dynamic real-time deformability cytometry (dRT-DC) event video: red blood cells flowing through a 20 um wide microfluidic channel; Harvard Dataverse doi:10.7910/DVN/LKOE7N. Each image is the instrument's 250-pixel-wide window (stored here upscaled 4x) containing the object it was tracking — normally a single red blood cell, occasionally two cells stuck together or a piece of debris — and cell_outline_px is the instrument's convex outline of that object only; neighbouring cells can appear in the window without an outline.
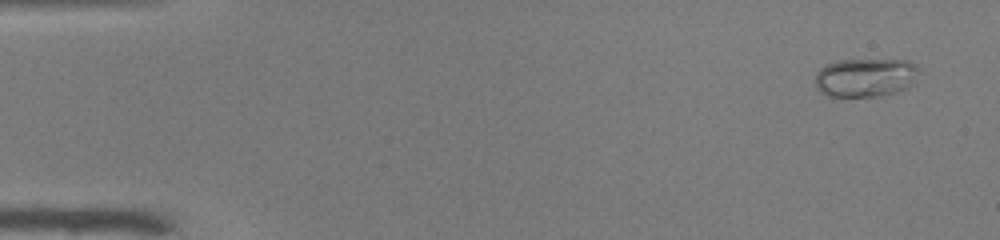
{"species": "common noctule bat (a hibernating species)", "species_latin": "Nyctalus noctula", "temperature_condition": "warm", "stored_images_in_passage": 49, "camera_frame_rate_fps": 3000, "um_per_image_px": 0.085, "animal": {"sex": "male", "body_mass_g": 19.0, "forearm_length_mm": 50.8}, "frame": {"image": 1, "passage_image": 1, "time_ms": 0.0, "image_size_px": [1000, 240], "cell_outline_px": [[916, 68], [912, 84], [908, 88], [876, 96], [828, 96], [820, 92], [816, 88], [816, 72], [824, 64], [840, 60], [908, 60], [916, 64]], "centroid_in_image_um": [73.49, 6.58], "position_along_channel_um": 11.5, "area_um2": 23.12}}
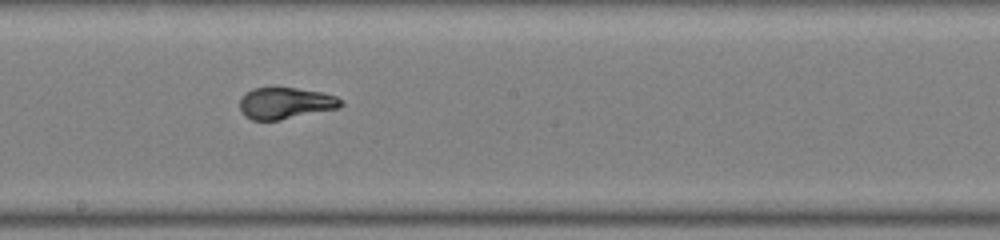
{"frame": {"image": 2, "passage_image": 27, "time_ms": 8.667, "image_size_px": [1000, 240], "cell_outline_px": [[344, 104], [340, 108], [280, 120], [252, 120], [244, 116], [240, 108], [240, 96], [252, 88], [296, 88], [320, 92], [336, 96]], "centroid_in_image_um": [24.25, 8.78], "position_along_channel_um": 224.0, "area_um2": 18.61}}
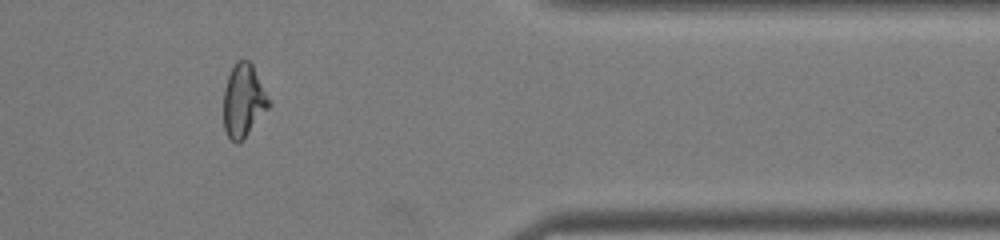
{"frame": {"image": 3, "passage_image": 41, "time_ms": 13.333, "image_size_px": [1000, 240], "cell_outline_px": [[272, 104], [240, 144], [236, 144], [228, 136], [224, 128], [224, 88], [228, 76], [236, 60], [248, 60], [252, 64]], "centroid_in_image_um": [20.7, 8.58], "position_along_channel_um": 390.7, "area_um2": 19.31}, "authors_computed_cell_mechanics": {"area_um2": 19.4208, "velocity_mm_per_s": 3.9785, "shape_relaxation_time_tau1_ms": 8.7472, "shape_relaxation_time_tau2_ms": null, "deformation_change_tau1": 0.2867, "deformation_change_tau2": null}}